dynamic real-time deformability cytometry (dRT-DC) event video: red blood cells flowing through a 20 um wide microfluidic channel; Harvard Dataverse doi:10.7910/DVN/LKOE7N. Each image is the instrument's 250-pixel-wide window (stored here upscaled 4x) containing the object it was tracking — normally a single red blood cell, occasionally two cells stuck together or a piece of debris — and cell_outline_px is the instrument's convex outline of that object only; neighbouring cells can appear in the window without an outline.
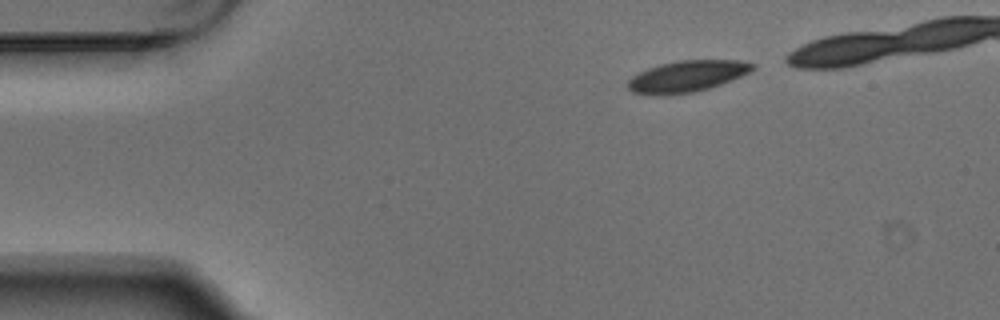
{"species": "Egyptian fruit bat (a non-hibernating species)", "species_latin": "Rousettus aegyptiacus", "temperature_condition": "warm", "stored_images_in_passage": 4, "camera_frame_rate_fps": 3000, "um_per_image_px": 0.085, "animal": {"sex": "male"}, "frame": {"image": 1, "passage_image": 1, "time_ms": 0.0, "image_size_px": [1000, 320], "cell_outline_px": [[756, 68], [740, 76], [720, 84], [708, 88], [692, 92], [668, 96], [652, 96], [632, 92], [628, 88], [628, 80], [632, 76], [648, 68], [660, 64], [680, 60], [740, 60], [756, 64]], "centroid_in_image_um": [58.36, 6.49], "position_along_channel_um": 26.6, "area_um2": 22.89}}